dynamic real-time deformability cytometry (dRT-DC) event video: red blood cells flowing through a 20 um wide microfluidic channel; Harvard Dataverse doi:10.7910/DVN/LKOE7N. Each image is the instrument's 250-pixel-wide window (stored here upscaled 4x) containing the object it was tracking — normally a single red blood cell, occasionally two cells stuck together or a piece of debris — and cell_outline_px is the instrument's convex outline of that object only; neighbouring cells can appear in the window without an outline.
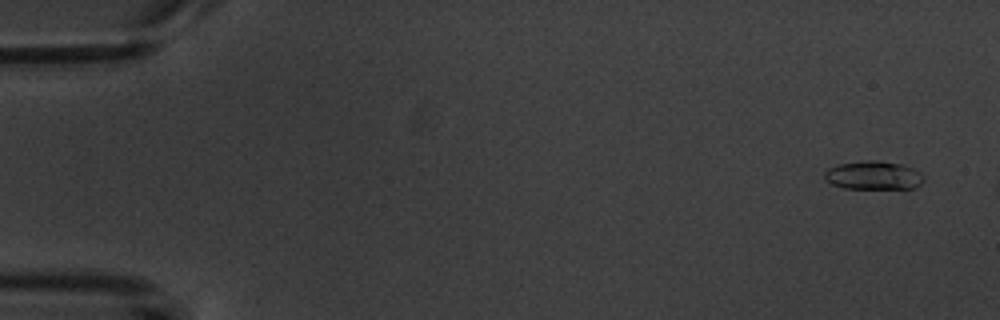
{"species": "common noctule bat (a hibernating species)", "species_latin": "Nyctalus noctula", "temperature_condition": "warm", "stored_images_in_passage": 3, "camera_frame_rate_fps": 3000, "um_per_image_px": 0.085, "animal": {"sex": "male", "body_mass_g": 20.1, "forearm_length_mm": 53.5}, "frame": {"image": 1, "passage_image": 1, "time_ms": 0.0, "image_size_px": [1000, 320], "cell_outline_px": [[924, 180], [920, 184], [912, 188], [844, 188], [832, 184], [824, 180], [824, 172], [828, 168], [836, 164], [868, 160], [876, 160], [900, 164], [912, 168], [920, 172], [924, 176]], "centroid_in_image_um": [74.2, 14.9], "position_along_channel_um": 10.8, "area_um2": 16.47}}